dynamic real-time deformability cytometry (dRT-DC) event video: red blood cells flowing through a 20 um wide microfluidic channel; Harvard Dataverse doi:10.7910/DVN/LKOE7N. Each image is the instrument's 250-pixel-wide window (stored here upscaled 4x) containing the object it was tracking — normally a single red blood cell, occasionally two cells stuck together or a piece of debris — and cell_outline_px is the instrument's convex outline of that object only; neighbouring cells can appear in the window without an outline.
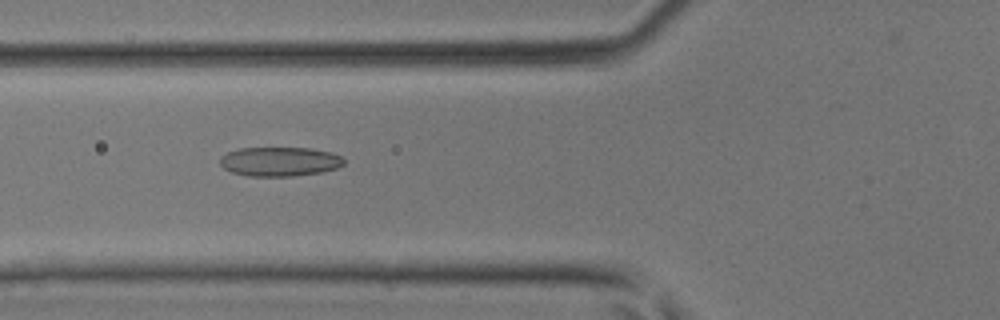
{"species": "common noctule bat (a hibernating species)", "species_latin": "Nyctalus noctula", "temperature_condition": "room temperature", "stored_images_in_passage": 34, "camera_frame_rate_fps": 3000, "um_per_image_px": 0.085, "animal": {"sex": "male", "body_mass_g": 17.9, "forearm_length_mm": 54.2}, "frame": {"image": 1, "passage_image": 7, "time_ms": 2.0, "image_size_px": [1000, 320], "cell_outline_px": [[344, 164], [336, 168], [324, 172], [292, 176], [248, 176], [232, 172], [224, 168], [220, 164], [220, 156], [228, 152], [240, 148], [312, 148], [332, 152], [344, 156]], "centroid_in_image_um": [23.81, 13.73], "position_along_channel_um": 102.0, "area_um2": 21.33}}
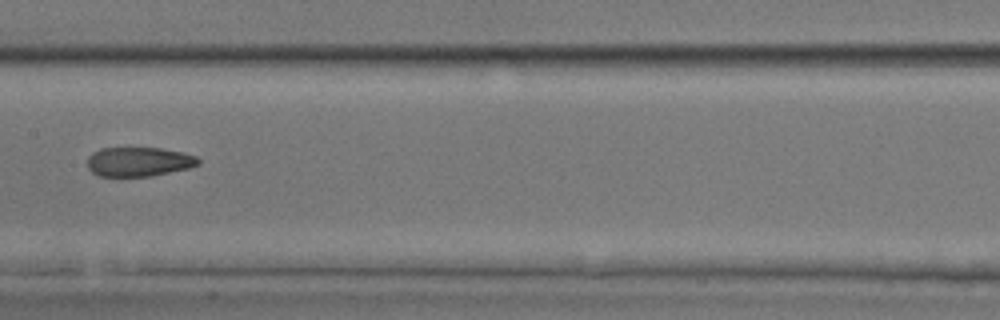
{"frame": {"image": 2, "passage_image": 13, "time_ms": 4.0, "image_size_px": [1000, 320], "cell_outline_px": [[200, 164], [188, 168], [152, 176], [96, 176], [88, 168], [88, 156], [92, 152], [100, 148], [160, 148], [184, 152], [196, 156], [200, 160]], "centroid_in_image_um": [11.79, 13.74], "position_along_channel_um": 195.6, "area_um2": 19.07}}
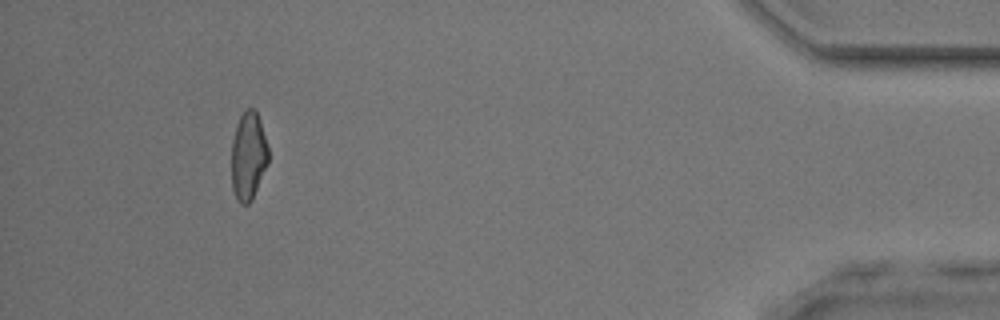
{"frame": {"image": 3, "passage_image": 31, "time_ms": 10.0, "image_size_px": [1000, 320], "cell_outline_px": [[268, 164], [252, 200], [248, 204], [240, 204], [232, 188], [232, 140], [236, 124], [244, 108], [252, 108], [256, 112], [268, 148]], "centroid_in_image_um": [21.1, 13.27], "position_along_channel_um": 414.1, "area_um2": 18.79}}